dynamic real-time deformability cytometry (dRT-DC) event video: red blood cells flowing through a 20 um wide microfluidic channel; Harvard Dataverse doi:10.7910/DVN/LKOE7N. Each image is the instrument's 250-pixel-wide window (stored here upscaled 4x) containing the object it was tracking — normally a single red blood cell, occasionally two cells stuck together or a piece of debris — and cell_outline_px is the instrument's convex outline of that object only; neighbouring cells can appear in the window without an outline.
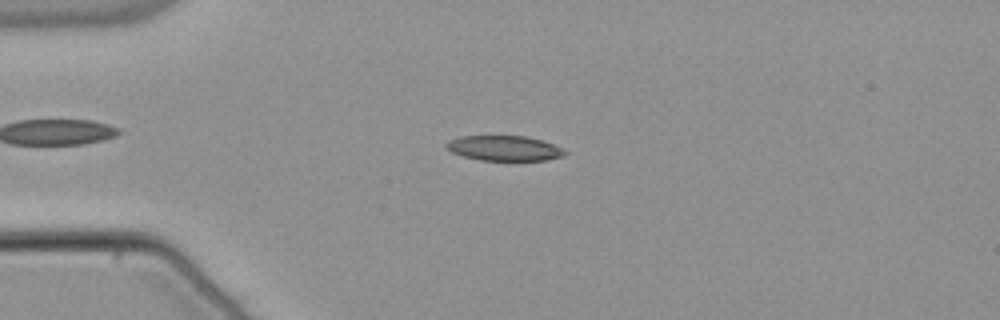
{"species": "common noctule bat (a hibernating species)", "species_latin": "Nyctalus noctula", "temperature_condition": "warm", "stored_images_in_passage": 53, "camera_frame_rate_fps": 3000, "um_per_image_px": 0.085, "animal": {"sex": "male", "body_mass_g": 21.5, "forearm_length_mm": 52.0}, "frame": {"image": 1, "passage_image": 13, "time_ms": 4.0, "image_size_px": [1000, 320], "cell_outline_px": [[568, 152], [564, 156], [548, 160], [480, 160], [464, 156], [452, 152], [444, 148], [444, 144], [448, 140], [460, 136], [524, 136], [544, 140], [564, 148]], "centroid_in_image_um": [42.88, 12.59], "position_along_channel_um": 42.1, "area_um2": 17.57}}
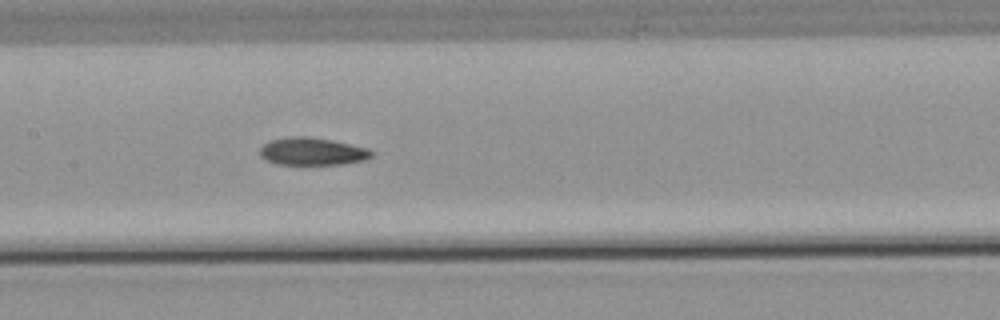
{"frame": {"image": 2, "passage_image": 26, "time_ms": 8.333, "image_size_px": [1000, 320], "cell_outline_px": [[372, 156], [364, 160], [344, 164], [276, 164], [264, 160], [260, 156], [260, 148], [268, 140], [288, 136], [308, 136], [332, 140], [368, 148], [372, 152]], "centroid_in_image_um": [26.49, 12.86], "position_along_channel_um": 180.9, "area_um2": 18.09}}
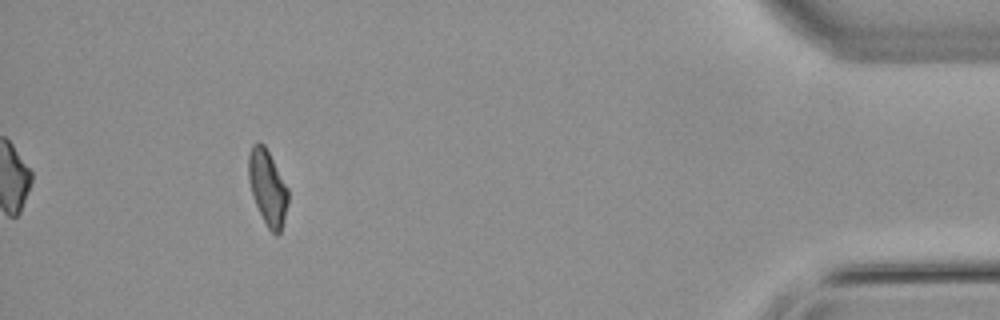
{"frame": {"image": 3, "passage_image": 49, "time_ms": 16.0, "image_size_px": [1000, 320], "cell_outline_px": [[288, 204], [284, 220], [280, 232], [276, 236], [268, 228], [252, 196], [248, 180], [248, 152], [252, 144], [256, 140], [260, 140], [264, 144], [288, 188]], "centroid_in_image_um": [22.72, 15.89], "position_along_channel_um": 412.5, "area_um2": 17.46}, "authors_computed_cell_mechanics": {"area_um2": 17.9758, "velocity_mm_per_s": 3.8284, "shape_relaxation_time_tau1_ms": null, "shape_relaxation_time_tau2_ms": 4.6789, "deformation_change_tau1": null, "deformation_change_tau2": 0.1269}}